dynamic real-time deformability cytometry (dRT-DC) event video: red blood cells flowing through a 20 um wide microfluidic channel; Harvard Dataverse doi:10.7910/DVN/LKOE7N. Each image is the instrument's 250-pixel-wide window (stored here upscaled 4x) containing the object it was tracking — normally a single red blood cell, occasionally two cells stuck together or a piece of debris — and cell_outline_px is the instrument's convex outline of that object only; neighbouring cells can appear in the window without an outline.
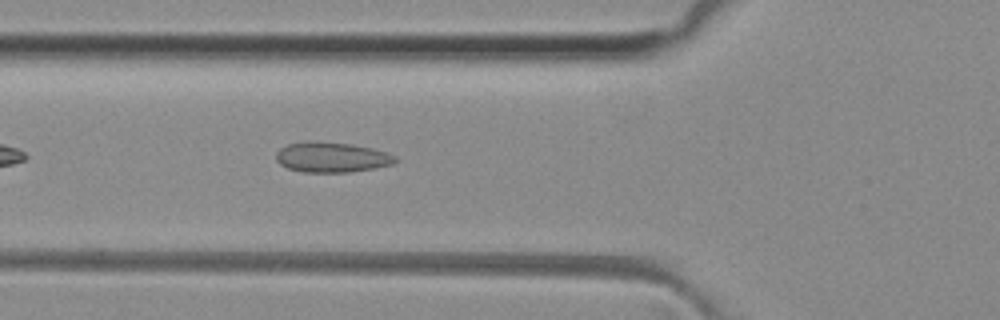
{"species": "common noctule bat (a hibernating species)", "species_latin": "Nyctalus noctula", "temperature_condition": "room temperature", "stored_images_in_passage": 38, "camera_frame_rate_fps": 3000, "um_per_image_px": 0.085, "animal": {"sex": "female", "body_mass_g": 29.2, "forearm_length_mm": 56.3}, "frame": {"image": 1, "passage_image": 6, "time_ms": 1.667, "image_size_px": [1000, 320], "cell_outline_px": [[396, 160], [392, 164], [372, 168], [348, 172], [304, 172], [288, 168], [280, 164], [276, 160], [276, 152], [280, 148], [288, 144], [308, 140], [352, 144], [372, 148], [388, 152], [396, 156]], "centroid_in_image_um": [28.17, 13.35], "position_along_channel_um": 97.6, "area_um2": 20.98}}
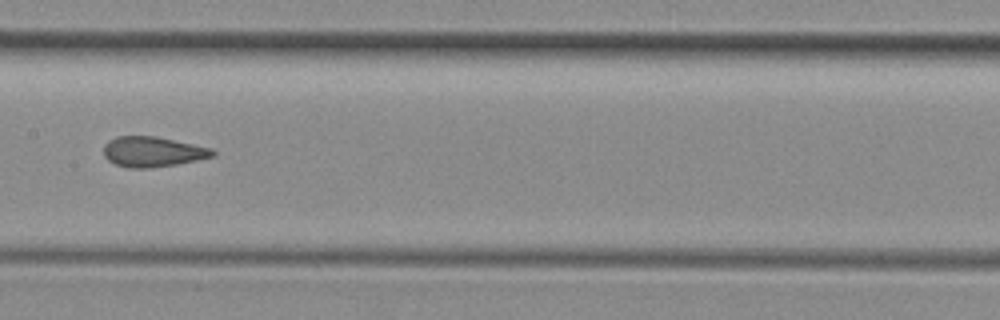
{"frame": {"image": 2, "passage_image": 13, "time_ms": 4.0, "image_size_px": [1000, 320], "cell_outline_px": [[216, 156], [176, 164], [148, 168], [128, 168], [116, 164], [108, 160], [104, 156], [104, 144], [108, 140], [116, 136], [156, 136], [212, 148], [216, 152]], "centroid_in_image_um": [12.97, 12.89], "position_along_channel_um": 194.4, "area_um2": 19.25}}
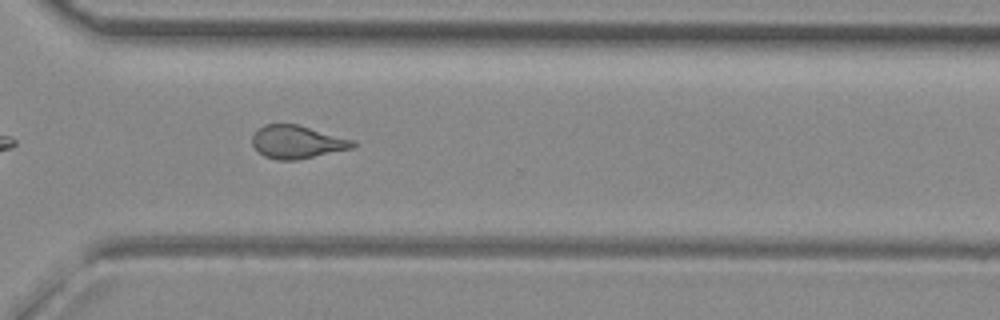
{"frame": {"image": 3, "passage_image": 24, "time_ms": 7.667, "image_size_px": [1000, 320], "cell_outline_px": [[356, 144], [352, 148], [296, 160], [276, 160], [264, 156], [252, 144], [252, 136], [264, 124], [296, 124], [356, 140]], "centroid_in_image_um": [25.26, 12.07], "position_along_channel_um": 345.3, "area_um2": 19.19}, "authors_computed_cell_mechanics": {"area_um2": 19.4497, "velocity_mm_per_s": 4.1292, "shape_relaxation_time_tau1_ms": null, "shape_relaxation_time_tau2_ms": 1.2643, "deformation_change_tau1": null, "deformation_change_tau2": 0.0641}}